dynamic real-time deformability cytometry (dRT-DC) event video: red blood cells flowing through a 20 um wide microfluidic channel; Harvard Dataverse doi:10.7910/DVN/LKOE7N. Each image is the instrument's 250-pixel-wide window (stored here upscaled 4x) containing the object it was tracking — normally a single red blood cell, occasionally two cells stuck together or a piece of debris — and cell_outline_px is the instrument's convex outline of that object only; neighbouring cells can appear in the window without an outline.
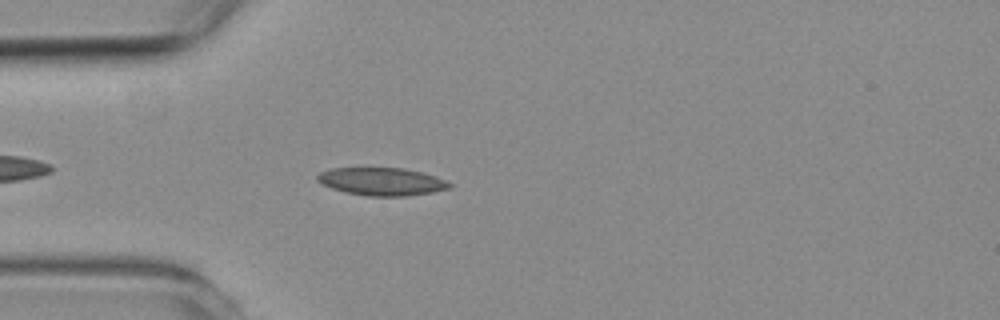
{"species": "common noctule bat (a hibernating species)", "species_latin": "Nyctalus noctula", "temperature_condition": "room temperature", "stored_images_in_passage": 38, "camera_frame_rate_fps": 3000, "um_per_image_px": 0.085, "animal": {"sex": "female", "body_mass_g": 19.3, "forearm_length_mm": 54.1}, "frame": {"image": 1, "passage_image": 5, "time_ms": 1.333, "image_size_px": [1000, 320], "cell_outline_px": [[452, 188], [432, 192], [404, 196], [368, 196], [344, 192], [320, 184], [316, 180], [316, 176], [320, 172], [332, 168], [404, 168], [420, 172], [444, 180], [452, 184]], "centroid_in_image_um": [32.4, 15.43], "position_along_channel_um": 52.6, "area_um2": 21.33}}
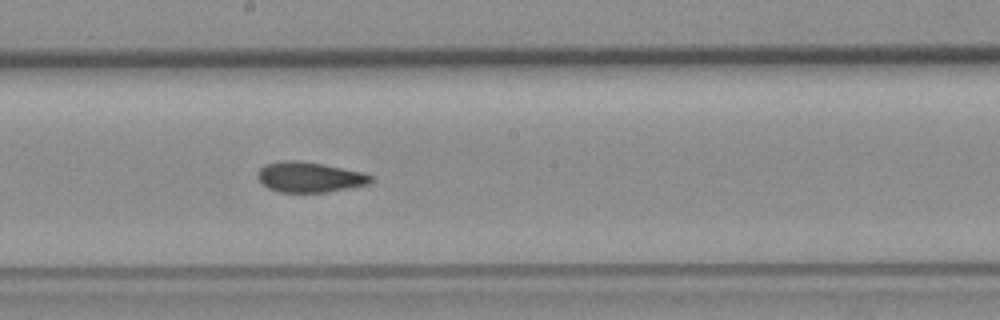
{"frame": {"image": 2, "passage_image": 19, "time_ms": 6.0, "image_size_px": [1000, 320], "cell_outline_px": [[376, 180], [368, 184], [348, 188], [324, 192], [280, 192], [268, 188], [256, 176], [256, 172], [264, 164], [280, 160], [300, 160], [364, 172], [372, 176]], "centroid_in_image_um": [26.3, 15.04], "position_along_channel_um": 221.9, "area_um2": 20.11}}
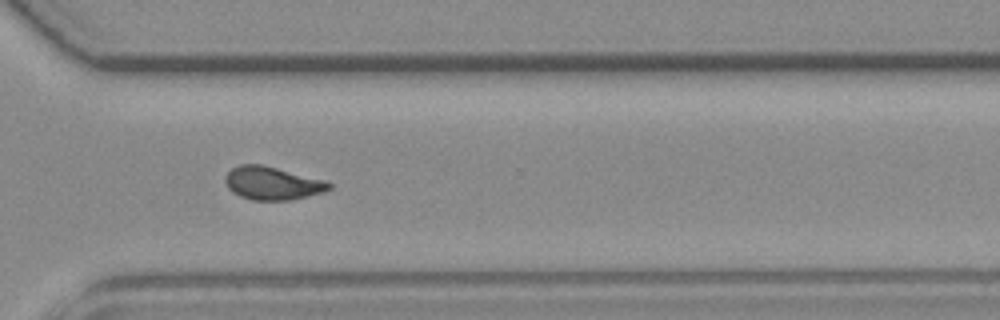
{"frame": {"image": 3, "passage_image": 29, "time_ms": 9.333, "image_size_px": [1000, 320], "cell_outline_px": [[332, 188], [324, 192], [292, 200], [252, 200], [240, 196], [232, 192], [228, 188], [224, 180], [224, 176], [232, 168], [240, 164], [260, 164], [328, 180], [332, 184]], "centroid_in_image_um": [23.17, 15.57], "position_along_channel_um": 347.4, "area_um2": 20.29}, "authors_computed_cell_mechanics": {"area_um2": 20.1722, "velocity_mm_per_s": 3.7712, "shape_relaxation_time_tau1_ms": null, "shape_relaxation_time_tau2_ms": 1.8799, "deformation_change_tau1": null, "deformation_change_tau2": 0.0557}}